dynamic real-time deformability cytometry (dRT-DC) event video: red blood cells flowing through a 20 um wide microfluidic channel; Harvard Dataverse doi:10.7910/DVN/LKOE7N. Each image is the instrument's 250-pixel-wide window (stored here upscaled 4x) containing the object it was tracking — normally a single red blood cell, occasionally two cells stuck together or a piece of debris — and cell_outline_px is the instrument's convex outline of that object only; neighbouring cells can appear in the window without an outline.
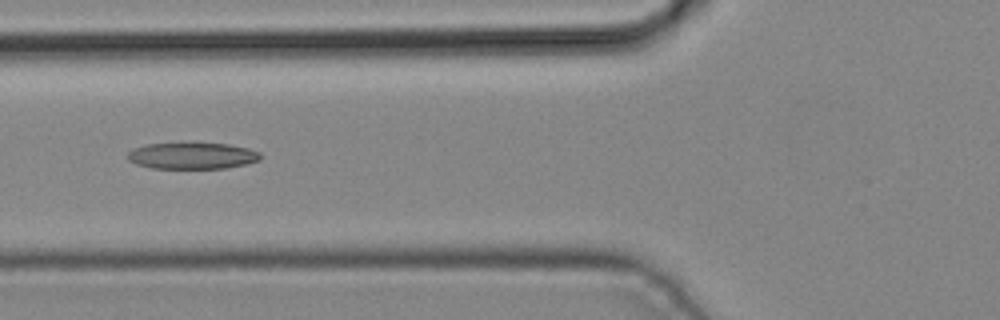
{"species": "common noctule bat (a hibernating species)", "species_latin": "Nyctalus noctula", "temperature_condition": "cold", "stored_images_in_passage": 4, "camera_frame_rate_fps": 3000, "um_per_image_px": 0.085, "animal": {"sex": "male", "body_mass_g": 19.2, "forearm_length_mm": 51.8}, "frame": {"image": 1, "passage_image": 4, "time_ms": 1.0, "image_size_px": [1000, 320], "cell_outline_px": [[260, 160], [248, 164], [224, 168], [152, 168], [136, 164], [128, 160], [128, 152], [132, 148], [148, 144], [228, 144], [248, 148], [260, 152]], "centroid_in_image_um": [16.34, 13.25], "position_along_channel_um": 109.5, "area_um2": 20.23}}